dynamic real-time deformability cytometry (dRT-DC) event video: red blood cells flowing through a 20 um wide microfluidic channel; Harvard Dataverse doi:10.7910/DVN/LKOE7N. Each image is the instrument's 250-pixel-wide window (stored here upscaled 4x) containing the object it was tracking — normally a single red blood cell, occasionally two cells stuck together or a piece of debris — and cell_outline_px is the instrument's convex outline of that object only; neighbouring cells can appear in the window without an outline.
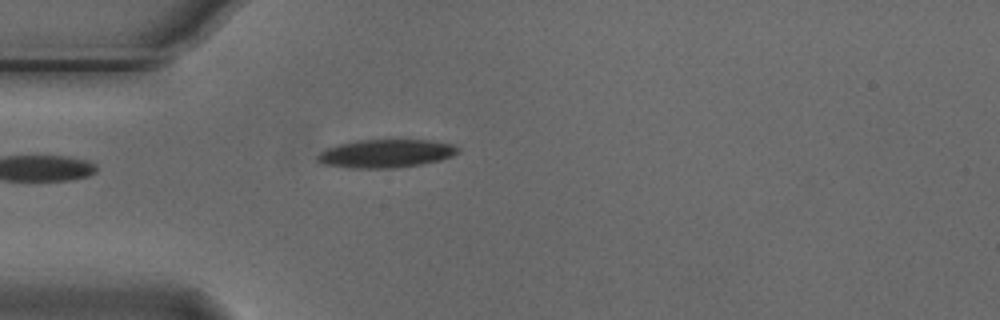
{"species": "Egyptian fruit bat (a non-hibernating species)", "species_latin": "Rousettus aegyptiacus", "temperature_condition": "cold", "stored_images_in_passage": 4, "camera_frame_rate_fps": 3000, "um_per_image_px": 0.085, "animal": {"sex": "male"}, "frame": {"image": 1, "passage_image": 4, "time_ms": 1.0, "image_size_px": [1000, 320], "cell_outline_px": [[460, 152], [452, 156], [440, 160], [420, 164], [392, 168], [352, 168], [324, 164], [316, 160], [316, 156], [324, 148], [336, 144], [356, 140], [432, 140], [456, 144], [460, 148]], "centroid_in_image_um": [32.8, 13.03], "position_along_channel_um": 52.2, "area_um2": 23.41}}